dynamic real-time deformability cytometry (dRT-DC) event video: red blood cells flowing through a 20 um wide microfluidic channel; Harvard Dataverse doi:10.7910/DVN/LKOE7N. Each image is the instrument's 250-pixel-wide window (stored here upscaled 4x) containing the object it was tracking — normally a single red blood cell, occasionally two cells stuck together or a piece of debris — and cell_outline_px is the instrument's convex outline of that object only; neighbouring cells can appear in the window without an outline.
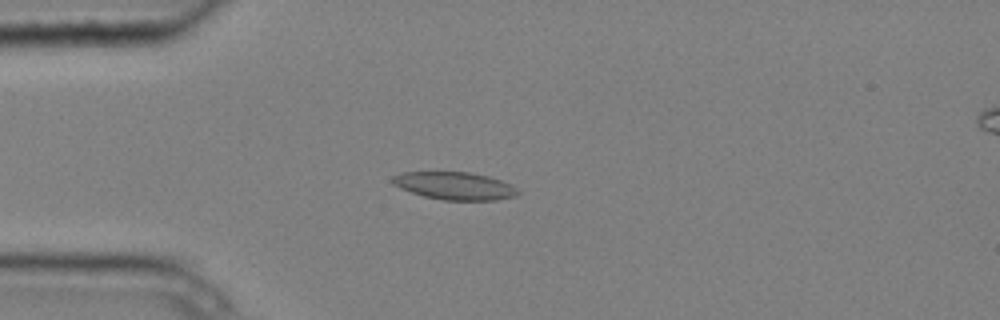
{"species": "common noctule bat (a hibernating species)", "species_latin": "Nyctalus noctula", "temperature_condition": "cold", "stored_images_in_passage": 6, "camera_frame_rate_fps": 3000, "um_per_image_px": 0.085, "animal": {"sex": "male", "body_mass_g": 20.4}, "frame": {"image": 1, "passage_image": 4, "time_ms": 1.0, "image_size_px": [1000, 320], "cell_outline_px": [[520, 192], [516, 196], [496, 200], [444, 200], [424, 196], [400, 188], [392, 184], [392, 176], [400, 172], [468, 172], [488, 176], [512, 184]], "centroid_in_image_um": [38.65, 15.79], "position_along_channel_um": 46.4, "area_um2": 20.23}}
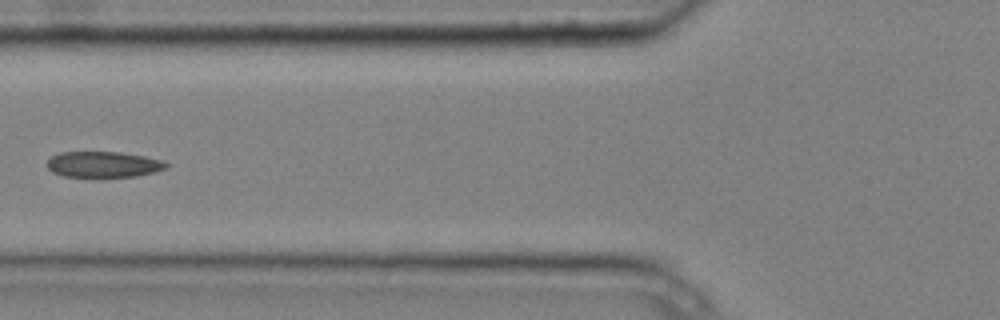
{"frame": {"image": 2, "passage_image": 6, "time_ms": 1.667, "image_size_px": [1000, 320], "cell_outline_px": [[168, 164], [164, 168], [152, 172], [136, 176], [64, 176], [52, 172], [48, 168], [48, 160], [52, 156], [60, 152], [120, 152], [144, 156], [164, 160]], "centroid_in_image_um": [8.77, 13.96], "position_along_channel_um": 117.0, "area_um2": 17.63}}